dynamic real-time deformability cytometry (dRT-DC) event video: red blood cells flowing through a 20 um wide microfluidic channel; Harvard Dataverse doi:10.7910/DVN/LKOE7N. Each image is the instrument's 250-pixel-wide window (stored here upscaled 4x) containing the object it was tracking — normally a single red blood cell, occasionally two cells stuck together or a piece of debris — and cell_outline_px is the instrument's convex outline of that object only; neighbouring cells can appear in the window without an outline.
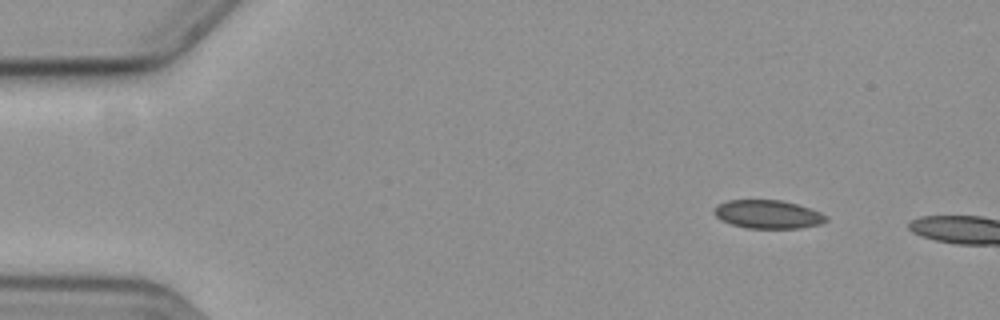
{"species": "common noctule bat (a hibernating species)", "species_latin": "Nyctalus noctula", "temperature_condition": "cold", "stored_images_in_passage": 4, "camera_frame_rate_fps": 3000, "um_per_image_px": 0.085, "animal": {"sex": "female", "body_mass_g": 19.3, "forearm_length_mm": 54.1}, "frame": {"image": 1, "passage_image": 1, "time_ms": 0.0, "image_size_px": [1000, 320], "cell_outline_px": [[828, 220], [820, 224], [800, 228], [748, 228], [732, 224], [720, 220], [712, 212], [720, 204], [728, 200], [780, 200], [796, 204], [820, 212], [828, 216]], "centroid_in_image_um": [65.28, 18.22], "position_along_channel_um": 19.7, "area_um2": 18.38}}